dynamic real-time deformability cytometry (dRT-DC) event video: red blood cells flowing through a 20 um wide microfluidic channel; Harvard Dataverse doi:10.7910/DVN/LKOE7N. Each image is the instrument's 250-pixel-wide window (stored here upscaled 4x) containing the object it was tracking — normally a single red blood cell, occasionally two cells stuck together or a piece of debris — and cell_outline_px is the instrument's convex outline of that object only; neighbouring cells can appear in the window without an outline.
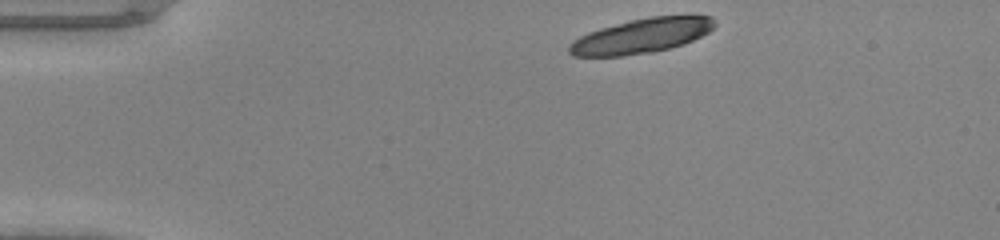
{"species": "common noctule bat (a hibernating species)", "species_latin": "Nyctalus noctula", "temperature_condition": "warm", "stored_images_in_passage": 11, "camera_frame_rate_fps": 3000, "um_per_image_px": 0.085, "animal": {"sex": "male", "body_mass_g": 20.0, "forearm_length_mm": 53.3}, "frame": {"image": 1, "passage_image": 1, "time_ms": 0.0, "image_size_px": [1000, 240], "cell_outline_px": [[716, 24], [708, 32], [684, 44], [652, 52], [624, 56], [572, 56], [568, 52], [568, 44], [572, 40], [588, 32], [600, 28], [628, 20], [652, 16], [712, 16]], "centroid_in_image_um": [54.47, 3.05], "position_along_channel_um": 30.5, "area_um2": 29.36}}